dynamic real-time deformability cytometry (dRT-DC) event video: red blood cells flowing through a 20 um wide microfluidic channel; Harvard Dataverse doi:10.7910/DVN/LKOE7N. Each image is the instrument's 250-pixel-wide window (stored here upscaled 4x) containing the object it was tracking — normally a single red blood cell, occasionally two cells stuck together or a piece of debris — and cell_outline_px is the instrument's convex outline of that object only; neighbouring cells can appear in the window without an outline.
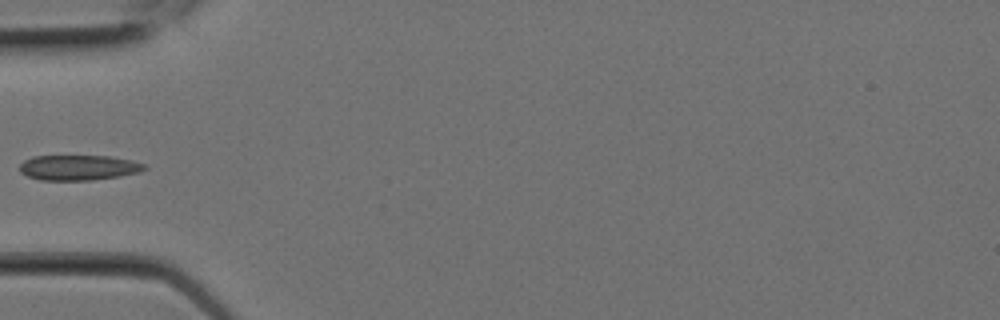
{"species": "Egyptian fruit bat (a non-hibernating species)", "species_latin": "Rousettus aegyptiacus", "temperature_condition": "room temperature", "stored_images_in_passage": 11, "camera_frame_rate_fps": 3000, "um_per_image_px": 0.085, "animal": {"sex": "female"}, "frame": {"image": 1, "passage_image": 7, "time_ms": 2.0, "image_size_px": [1000, 320], "cell_outline_px": [[148, 168], [140, 172], [120, 176], [92, 180], [40, 180], [28, 176], [20, 172], [20, 164], [24, 160], [32, 156], [108, 156], [132, 160], [148, 164]], "centroid_in_image_um": [6.72, 14.24], "position_along_channel_um": 78.3, "area_um2": 18.5}}
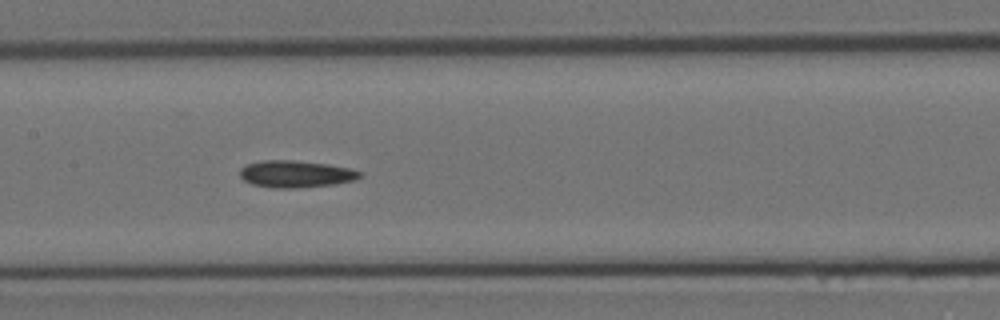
{"frame": {"image": 2, "passage_image": 10, "time_ms": 3.0, "image_size_px": [1000, 320], "cell_outline_px": [[360, 176], [356, 180], [332, 184], [296, 188], [272, 188], [252, 184], [244, 180], [240, 176], [240, 168], [248, 164], [264, 160], [292, 160], [328, 164], [352, 168], [360, 172]], "centroid_in_image_um": [25.13, 14.79], "position_along_channel_um": 182.3, "area_um2": 18.79}}
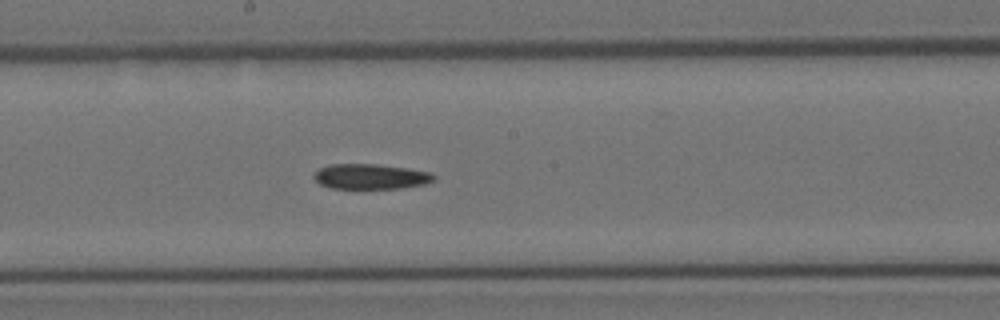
{"frame": {"image": 3, "passage_image": 11, "time_ms": 3.333, "image_size_px": [1000, 320], "cell_outline_px": [[436, 180], [424, 184], [400, 188], [332, 188], [320, 184], [312, 176], [320, 168], [328, 164], [376, 164], [408, 168], [428, 172], [436, 176]], "centroid_in_image_um": [31.5, 15.0], "position_along_channel_um": 216.7, "area_um2": 17.51}}